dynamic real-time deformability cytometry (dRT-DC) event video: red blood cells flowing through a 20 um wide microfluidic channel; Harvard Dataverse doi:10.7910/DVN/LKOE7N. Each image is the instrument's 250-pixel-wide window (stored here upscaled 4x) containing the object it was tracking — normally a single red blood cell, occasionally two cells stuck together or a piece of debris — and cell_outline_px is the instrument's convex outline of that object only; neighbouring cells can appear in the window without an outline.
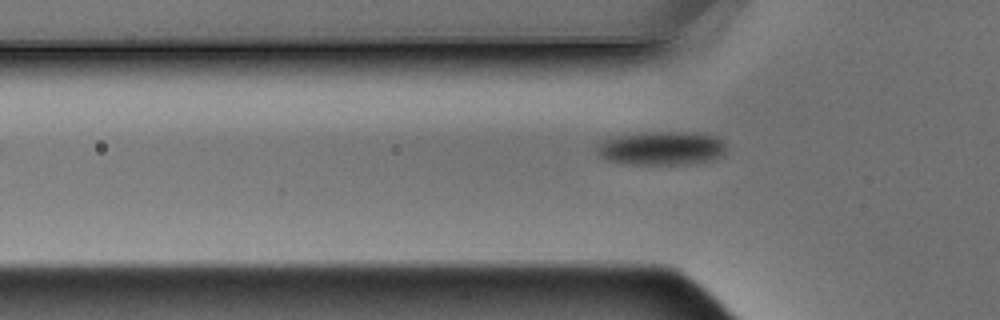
{"species": "Egyptian fruit bat (a non-hibernating species)", "species_latin": "Rousettus aegyptiacus", "temperature_condition": "warm", "stored_images_in_passage": 4, "camera_frame_rate_fps": 3000, "um_per_image_px": 0.085, "animal": {"sex": "male"}, "frame": {"image": 1, "passage_image": 4, "time_ms": 1.0, "image_size_px": [1000, 320], "cell_outline_px": [[724, 156], [708, 160], [688, 164], [628, 164], [608, 160], [600, 156], [596, 152], [596, 148], [608, 136], [648, 132], [692, 132], [716, 136], [724, 140]], "centroid_in_image_um": [56.22, 12.59], "position_along_channel_um": 69.6, "area_um2": 25.55}}